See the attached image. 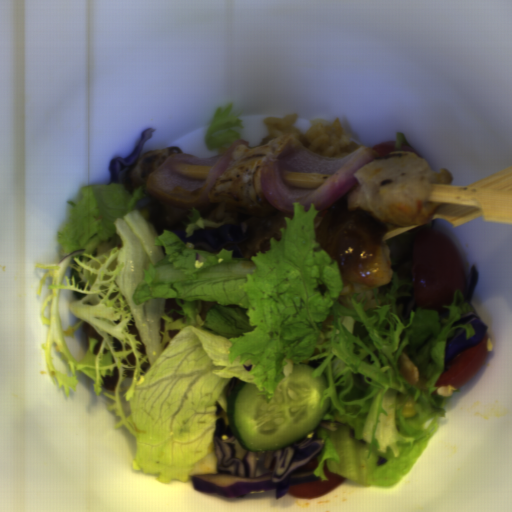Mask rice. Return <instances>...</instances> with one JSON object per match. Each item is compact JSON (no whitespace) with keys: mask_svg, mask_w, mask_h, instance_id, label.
Wrapping results in <instances>:
<instances>
[{"mask_svg":"<svg viewBox=\"0 0 512 512\" xmlns=\"http://www.w3.org/2000/svg\"><path fill=\"white\" fill-rule=\"evenodd\" d=\"M297 120V112L266 117L267 135L261 140L259 146L269 144L278 137L291 136L314 152L326 156L345 155L360 148L357 142L345 132L344 125L337 118L313 119L310 121L309 130L305 131L297 129Z\"/></svg>","mask_w":512,"mask_h":512,"instance_id":"rice-1","label":"rice"},{"mask_svg":"<svg viewBox=\"0 0 512 512\" xmlns=\"http://www.w3.org/2000/svg\"><path fill=\"white\" fill-rule=\"evenodd\" d=\"M351 193V192H350ZM348 193L347 195L343 196L337 203H335L329 210L323 212L322 214L316 216L315 220H314V225H315V230L317 229V227L320 225V223L327 217L329 216L330 214H332L333 212L339 210L340 208L344 207L345 203H346V200L349 196Z\"/></svg>","mask_w":512,"mask_h":512,"instance_id":"rice-4","label":"rice"},{"mask_svg":"<svg viewBox=\"0 0 512 512\" xmlns=\"http://www.w3.org/2000/svg\"><path fill=\"white\" fill-rule=\"evenodd\" d=\"M136 209L155 227L158 236L164 229L185 232L183 222H190L187 218L190 209L142 200L136 204Z\"/></svg>","mask_w":512,"mask_h":512,"instance_id":"rice-3","label":"rice"},{"mask_svg":"<svg viewBox=\"0 0 512 512\" xmlns=\"http://www.w3.org/2000/svg\"><path fill=\"white\" fill-rule=\"evenodd\" d=\"M200 215L216 223L241 225L246 223L253 228V235L243 242H239L238 247L244 258L255 256L258 251L270 250L269 242L271 237L278 241L282 235L281 228H286L285 217H292L268 201L258 209L245 207H233L222 204H208L203 207H196Z\"/></svg>","mask_w":512,"mask_h":512,"instance_id":"rice-2","label":"rice"}]
</instances>
